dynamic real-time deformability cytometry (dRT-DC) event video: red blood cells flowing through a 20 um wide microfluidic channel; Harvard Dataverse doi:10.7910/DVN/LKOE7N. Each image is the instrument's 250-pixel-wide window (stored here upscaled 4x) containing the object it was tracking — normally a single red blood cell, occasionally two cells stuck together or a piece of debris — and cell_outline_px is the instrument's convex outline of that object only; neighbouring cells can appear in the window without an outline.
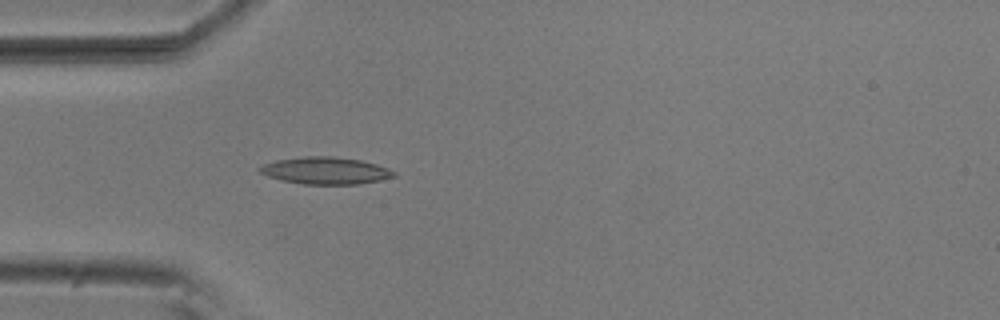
{"species": "common noctule bat (a hibernating species)", "species_latin": "Nyctalus noctula", "temperature_condition": "room temperature", "stored_images_in_passage": 1, "camera_frame_rate_fps": 3000, "um_per_image_px": 0.085, "animal": {"sex": "male", "body_mass_g": 20.5, "forearm_length_mm": 52.5}, "frame": {"image": 1, "passage_image": 1, "time_ms": 0.0, "image_size_px": [1000, 320], "cell_outline_px": [[396, 176], [380, 180], [360, 184], [304, 184], [280, 180], [268, 176], [260, 172], [256, 168], [264, 164], [276, 160], [304, 156], [332, 156], [360, 160], [376, 164], [388, 168], [396, 172]], "centroid_in_image_um": [27.67, 14.5], "position_along_channel_um": 57.3, "area_um2": 21.21}}